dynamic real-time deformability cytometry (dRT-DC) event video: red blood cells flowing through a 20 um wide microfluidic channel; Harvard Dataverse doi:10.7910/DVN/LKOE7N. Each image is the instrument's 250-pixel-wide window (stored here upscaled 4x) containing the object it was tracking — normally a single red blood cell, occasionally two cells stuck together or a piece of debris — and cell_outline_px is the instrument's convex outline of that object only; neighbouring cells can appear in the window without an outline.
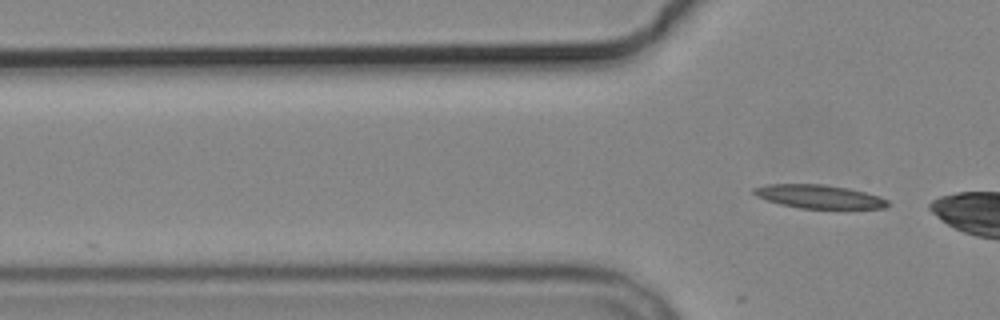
{"species": "common noctule bat (a hibernating species)", "species_latin": "Nyctalus noctula", "temperature_condition": "cold", "stored_images_in_passage": 3, "camera_frame_rate_fps": 3000, "um_per_image_px": 0.085, "animal": {"sex": "male", "body_mass_g": 19.2, "forearm_length_mm": 51.8}, "frame": {"image": 1, "passage_image": 3, "time_ms": 4.0, "image_size_px": [1000, 320], "cell_outline_px": [[888, 204], [884, 208], [800, 208], [780, 204], [756, 196], [752, 192], [752, 188], [768, 184], [824, 184], [848, 188], [880, 196], [888, 200]], "centroid_in_image_um": [69.59, 16.7], "position_along_channel_um": 56.2, "area_um2": 18.21}}